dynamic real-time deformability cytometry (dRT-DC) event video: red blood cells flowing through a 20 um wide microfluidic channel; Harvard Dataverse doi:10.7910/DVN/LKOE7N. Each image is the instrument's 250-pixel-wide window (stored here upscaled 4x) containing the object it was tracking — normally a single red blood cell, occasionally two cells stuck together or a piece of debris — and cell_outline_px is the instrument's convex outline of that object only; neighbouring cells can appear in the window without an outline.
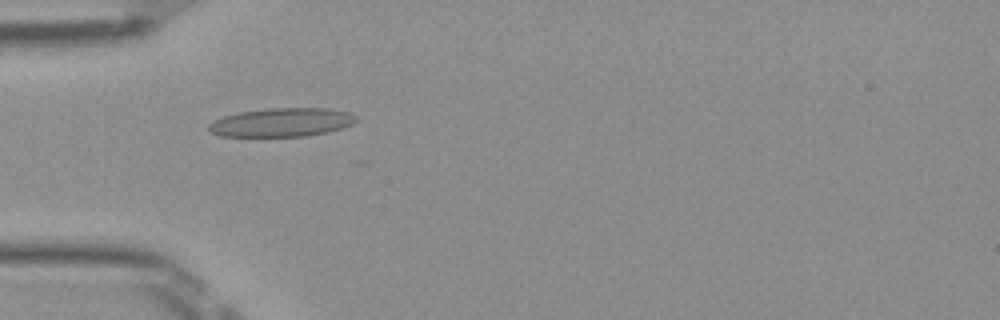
{"species": "Egyptian fruit bat (a non-hibernating species)", "species_latin": "Rousettus aegyptiacus", "temperature_condition": "room temperature", "stored_images_in_passage": 51, "camera_frame_rate_fps": 3000, "um_per_image_px": 0.085, "frame": {"image": 1, "passage_image": 16, "time_ms": 5.0, "image_size_px": [1000, 320], "cell_outline_px": [[356, 120], [352, 124], [328, 132], [308, 136], [220, 136], [208, 132], [208, 124], [212, 120], [224, 116], [240, 112], [268, 108], [328, 108], [348, 112], [356, 116]], "centroid_in_image_um": [23.9, 10.4], "position_along_channel_um": 61.1, "area_um2": 24.68}}
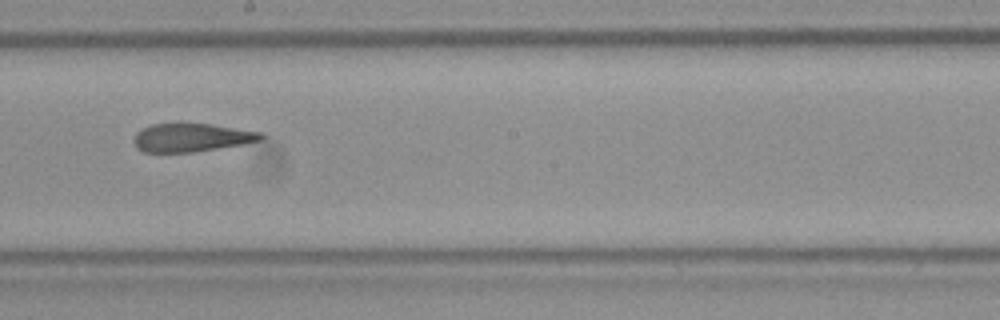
{"frame": {"image": 2, "passage_image": 29, "time_ms": 9.333, "image_size_px": [1000, 320], "cell_outline_px": [[264, 136], [260, 140], [244, 144], [192, 152], [144, 152], [136, 148], [132, 140], [136, 132], [152, 124], [180, 120], [212, 124], [260, 132]], "centroid_in_image_um": [16.21, 11.65], "position_along_channel_um": 232.0, "area_um2": 21.68}}
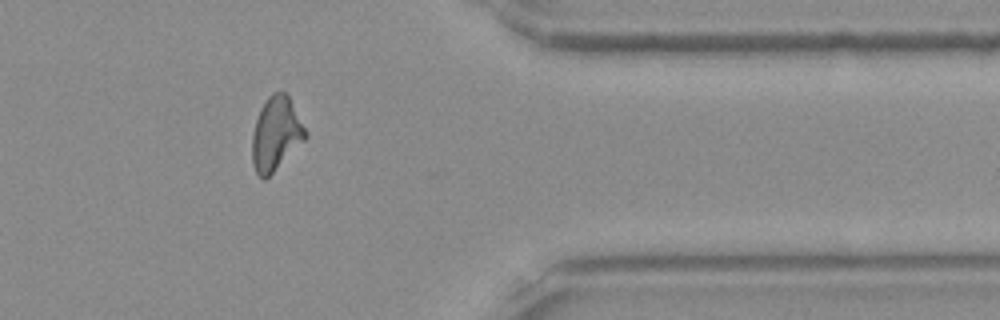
{"frame": {"image": 3, "passage_image": 42, "time_ms": 13.667, "image_size_px": [1000, 320], "cell_outline_px": [[308, 136], [264, 180], [256, 172], [252, 164], [252, 132], [260, 108], [268, 96], [272, 92], [284, 92], [288, 96], [308, 132]], "centroid_in_image_um": [23.44, 11.35], "position_along_channel_um": 388.0, "area_um2": 22.54}, "authors_computed_cell_mechanics": {"area_um2": 22.6576, "velocity_mm_per_s": 3.9816, "shape_relaxation_time_tau1_ms": null, "shape_relaxation_time_tau2_ms": 2.2204, "deformation_change_tau1": null, "deformation_change_tau2": 0.0962}}